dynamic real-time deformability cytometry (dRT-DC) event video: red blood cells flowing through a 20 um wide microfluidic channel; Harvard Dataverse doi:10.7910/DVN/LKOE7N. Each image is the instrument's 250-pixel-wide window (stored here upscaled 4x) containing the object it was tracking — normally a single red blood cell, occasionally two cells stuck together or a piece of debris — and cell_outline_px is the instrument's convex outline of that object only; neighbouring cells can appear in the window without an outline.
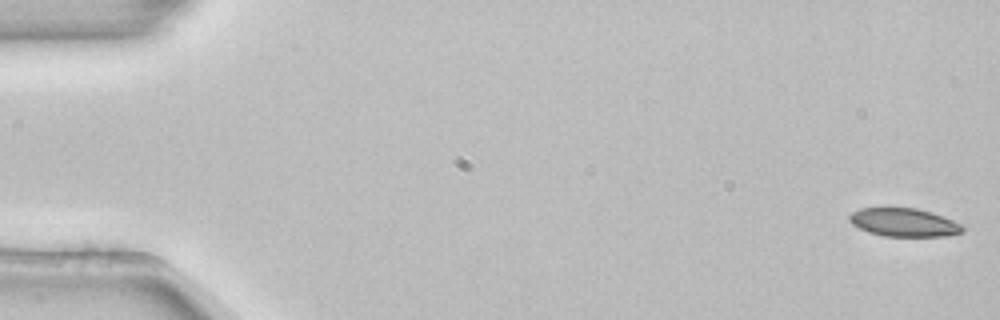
{"species": "common noctule bat (a hibernating species)", "species_latin": "Nyctalus noctula", "temperature_condition": "room temperature", "stored_images_in_passage": 4, "segment_of_instrument_passage": [2, 2], "camera_frame_rate_fps": 3000, "um_per_image_px": 0.085, "animal": {"sex": "female", "body_mass_g": 22.7, "forearm_length_mm": 54.2}, "frame": {"image": 1, "passage_image": 4, "time_ms": 1.0, "image_size_px": [1000, 320], "cell_outline_px": [[964, 232], [944, 236], [884, 236], [868, 232], [852, 224], [848, 220], [848, 216], [852, 212], [860, 208], [888, 204], [916, 208], [932, 212], [952, 220], [960, 224], [964, 228]], "centroid_in_image_um": [76.76, 18.85], "position_along_channel_um": 8.2, "area_um2": 19.42}}